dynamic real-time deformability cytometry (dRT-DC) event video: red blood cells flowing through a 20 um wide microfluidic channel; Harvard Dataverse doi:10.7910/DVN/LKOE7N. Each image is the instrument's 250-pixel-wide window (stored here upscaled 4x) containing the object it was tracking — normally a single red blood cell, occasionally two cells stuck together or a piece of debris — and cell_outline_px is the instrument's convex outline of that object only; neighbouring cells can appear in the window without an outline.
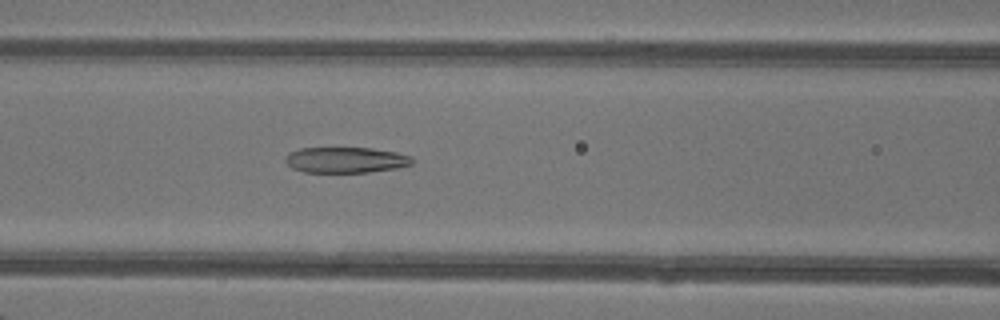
{"species": "common noctule bat (a hibernating species)", "species_latin": "Nyctalus noctula", "temperature_condition": "warm", "stored_images_in_passage": 40, "camera_frame_rate_fps": 3000, "um_per_image_px": 0.085, "animal": {"sex": "female"}, "frame": {"image": 1, "passage_image": 13, "time_ms": 4.0, "image_size_px": [1000, 320], "cell_outline_px": [[412, 164], [396, 168], [368, 172], [304, 172], [292, 168], [284, 160], [284, 156], [288, 152], [300, 148], [372, 148], [396, 152], [412, 156]], "centroid_in_image_um": [29.35, 13.59], "position_along_channel_um": 137.2, "area_um2": 19.07}}
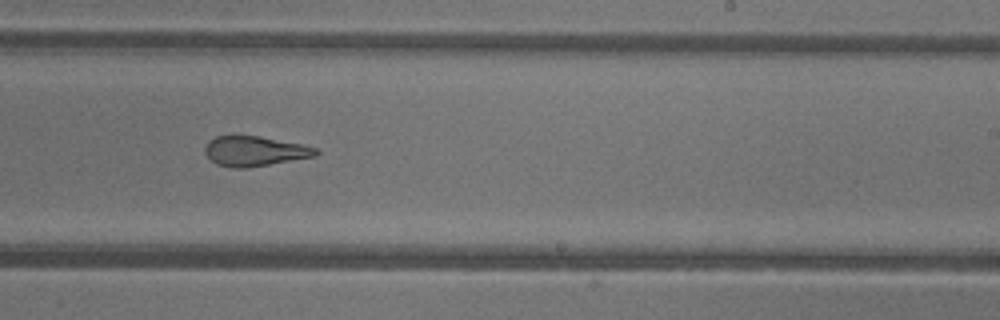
{"frame": {"image": 2, "passage_image": 22, "time_ms": 7.0, "image_size_px": [1000, 320], "cell_outline_px": [[320, 152], [316, 156], [244, 168], [228, 168], [216, 164], [204, 152], [204, 148], [208, 140], [216, 136], [260, 136], [304, 144], [316, 148]], "centroid_in_image_um": [21.64, 12.84], "position_along_channel_um": 267.4, "area_um2": 19.36}}
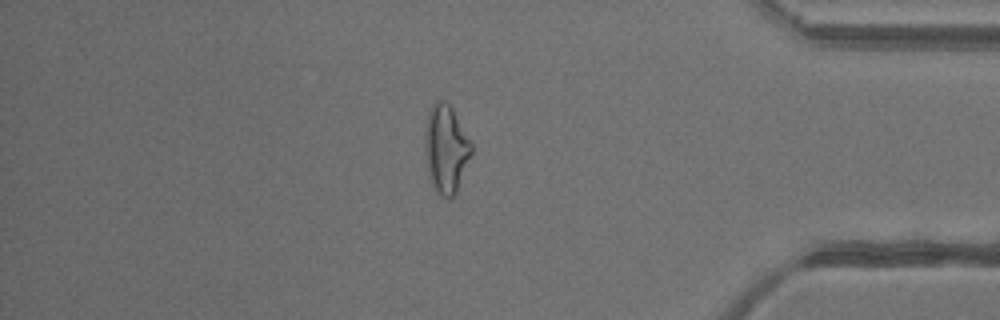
{"frame": {"image": 3, "passage_image": 33, "time_ms": 10.667, "image_size_px": [1000, 320], "cell_outline_px": [[472, 152], [456, 192], [448, 200], [440, 196], [436, 192], [428, 176], [424, 136], [428, 112], [432, 104], [436, 100], [444, 100], [452, 108], [472, 144]], "centroid_in_image_um": [37.89, 12.66], "position_along_channel_um": 397.3, "area_um2": 23.76}, "authors_computed_cell_mechanics": {"area_um2": 22.0507, "velocity_mm_per_s": 4.3519, "shape_relaxation_time_tau1_ms": null, "shape_relaxation_time_tau2_ms": 2.4232, "deformation_change_tau1": null, "deformation_change_tau2": 0.12}}